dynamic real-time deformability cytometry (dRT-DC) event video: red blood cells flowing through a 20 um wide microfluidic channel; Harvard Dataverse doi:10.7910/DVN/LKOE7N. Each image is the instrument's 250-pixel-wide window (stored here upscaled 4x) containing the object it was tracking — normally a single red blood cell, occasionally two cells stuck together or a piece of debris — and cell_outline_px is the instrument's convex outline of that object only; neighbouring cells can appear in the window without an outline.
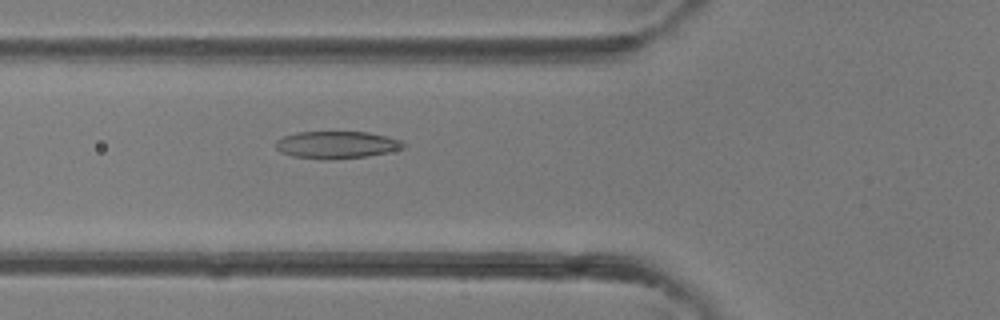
{"species": "common noctule bat (a hibernating species)", "species_latin": "Nyctalus noctula", "temperature_condition": "room temperature", "stored_images_in_passage": 41, "camera_frame_rate_fps": 3000, "um_per_image_px": 0.085, "animal": {"sex": "female"}, "frame": {"image": 1, "passage_image": 15, "time_ms": 4.667, "image_size_px": [1000, 320], "cell_outline_px": [[404, 148], [388, 152], [368, 156], [328, 160], [320, 160], [292, 156], [280, 152], [276, 148], [276, 140], [284, 136], [296, 132], [368, 132], [388, 136], [400, 140], [404, 144]], "centroid_in_image_um": [28.59, 12.32], "position_along_channel_um": 97.2, "area_um2": 20.46}}
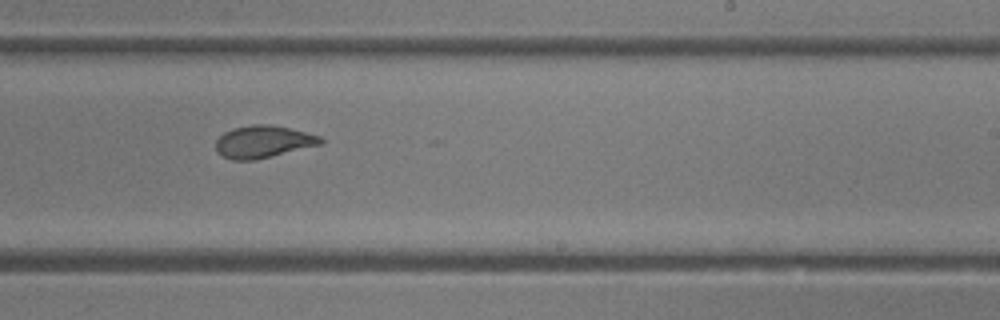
{"frame": {"image": 2, "passage_image": 25, "time_ms": 8.0, "image_size_px": [1000, 320], "cell_outline_px": [[324, 144], [252, 160], [232, 160], [220, 156], [216, 152], [216, 140], [224, 132], [232, 128], [252, 124], [268, 124], [288, 128], [320, 136], [324, 140]], "centroid_in_image_um": [22.34, 12.05], "position_along_channel_um": 266.7, "area_um2": 19.71}}
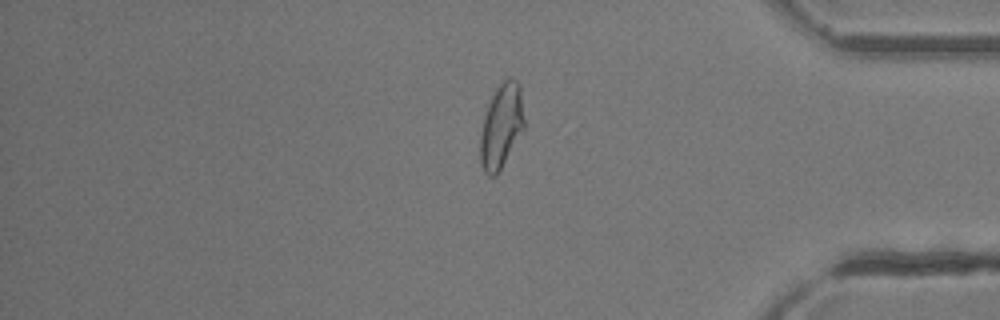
{"frame": {"image": 3, "passage_image": 34, "time_ms": 11.0, "image_size_px": [1000, 320], "cell_outline_px": [[524, 128], [496, 176], [488, 176], [484, 172], [480, 164], [480, 136], [484, 116], [488, 104], [496, 88], [508, 76], [512, 76], [520, 84], [524, 120]], "centroid_in_image_um": [42.6, 10.69], "position_along_channel_um": 392.6, "area_um2": 21.56}}